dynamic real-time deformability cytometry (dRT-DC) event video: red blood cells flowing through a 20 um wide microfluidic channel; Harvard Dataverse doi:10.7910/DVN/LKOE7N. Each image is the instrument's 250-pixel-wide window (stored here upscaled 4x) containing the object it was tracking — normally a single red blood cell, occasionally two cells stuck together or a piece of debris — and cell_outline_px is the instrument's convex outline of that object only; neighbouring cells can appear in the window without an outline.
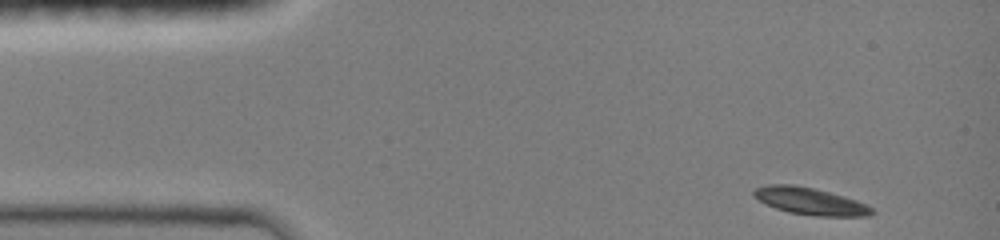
{"species": "common noctule bat (a hibernating species)", "species_latin": "Nyctalus noctula", "temperature_condition": "room temperature", "stored_images_in_passage": 4, "camera_frame_rate_fps": 3000, "um_per_image_px": 0.085, "animal": {"sex": "female", "body_mass_g": 19.0, "forearm_length_mm": 51.5}, "frame": {"image": 1, "passage_image": 1, "time_ms": 0.0, "image_size_px": [1000, 240], "cell_outline_px": [[876, 212], [872, 216], [816, 216], [788, 212], [764, 204], [752, 196], [752, 192], [756, 188], [768, 184], [792, 184], [812, 188], [828, 192], [856, 200], [872, 208]], "centroid_in_image_um": [68.83, 17.11], "position_along_channel_um": 16.2, "area_um2": 18.61}}
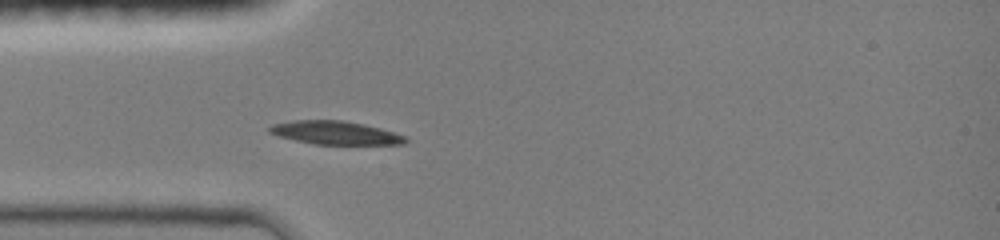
{"frame": {"image": 2, "passage_image": 4, "time_ms": 3.0, "image_size_px": [1000, 240], "cell_outline_px": [[408, 140], [404, 144], [316, 144], [296, 140], [280, 136], [268, 132], [268, 128], [272, 124], [296, 120], [344, 120], [364, 124], [380, 128], [404, 136]], "centroid_in_image_um": [28.49, 11.28], "position_along_channel_um": 56.5, "area_um2": 18.26}}